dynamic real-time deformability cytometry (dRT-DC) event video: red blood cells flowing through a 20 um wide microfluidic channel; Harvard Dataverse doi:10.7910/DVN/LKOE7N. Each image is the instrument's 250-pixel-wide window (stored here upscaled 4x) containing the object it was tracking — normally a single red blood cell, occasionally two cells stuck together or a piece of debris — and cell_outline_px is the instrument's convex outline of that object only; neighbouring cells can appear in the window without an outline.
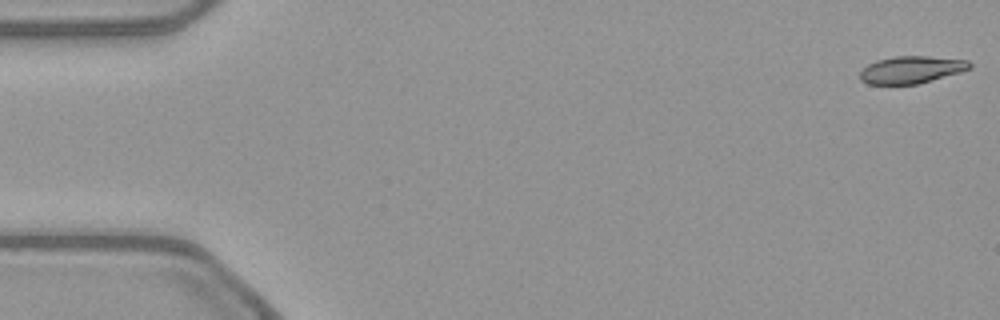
{"species": "common noctule bat (a hibernating species)", "species_latin": "Nyctalus noctula", "temperature_condition": "warm", "stored_images_in_passage": 53, "camera_frame_rate_fps": 3000, "um_per_image_px": 0.085, "animal": {"sex": "female", "body_mass_g": 21.9}, "frame": {"image": 1, "passage_image": 1, "time_ms": 0.0, "image_size_px": [1000, 320], "cell_outline_px": [[972, 68], [960, 72], [916, 84], [868, 84], [860, 80], [860, 72], [868, 64], [876, 60], [896, 56], [928, 56], [968, 60], [972, 64]], "centroid_in_image_um": [77.46, 5.92], "position_along_channel_um": 7.5, "area_um2": 17.34}}
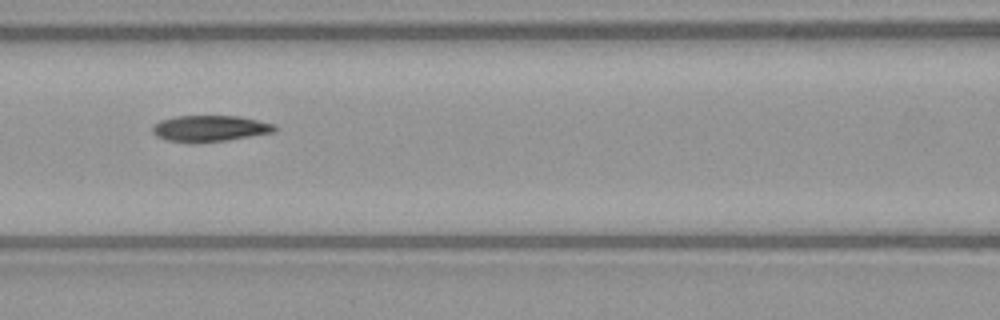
{"frame": {"image": 2, "passage_image": 23, "time_ms": 7.333, "image_size_px": [1000, 320], "cell_outline_px": [[280, 128], [272, 132], [228, 140], [192, 144], [188, 144], [164, 140], [156, 136], [152, 132], [152, 128], [160, 120], [176, 116], [240, 116], [276, 124]], "centroid_in_image_um": [17.82, 10.93], "position_along_channel_um": 148.8, "area_um2": 19.02}}
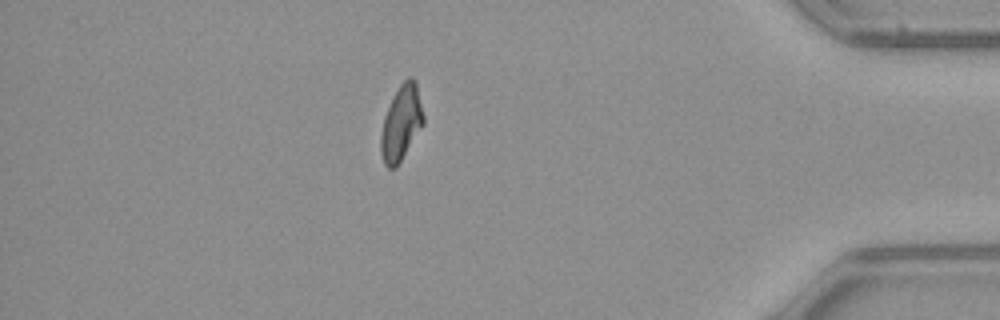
{"frame": {"image": 3, "passage_image": 46, "time_ms": 15.0, "image_size_px": [1000, 320], "cell_outline_px": [[424, 124], [396, 168], [388, 168], [384, 164], [380, 152], [380, 136], [384, 116], [392, 96], [400, 84], [408, 76], [412, 76], [416, 80], [424, 116]], "centroid_in_image_um": [34.1, 10.43], "position_along_channel_um": 401.1, "area_um2": 18.9}, "authors_computed_cell_mechanics": {"area_um2": 18.7272, "velocity_mm_per_s": 3.8698, "shape_relaxation_time_tau1_ms": 8.2316, "shape_relaxation_time_tau2_ms": 3.9752, "deformation_change_tau1": 0.1946, "deformation_change_tau2": 0.0935}}